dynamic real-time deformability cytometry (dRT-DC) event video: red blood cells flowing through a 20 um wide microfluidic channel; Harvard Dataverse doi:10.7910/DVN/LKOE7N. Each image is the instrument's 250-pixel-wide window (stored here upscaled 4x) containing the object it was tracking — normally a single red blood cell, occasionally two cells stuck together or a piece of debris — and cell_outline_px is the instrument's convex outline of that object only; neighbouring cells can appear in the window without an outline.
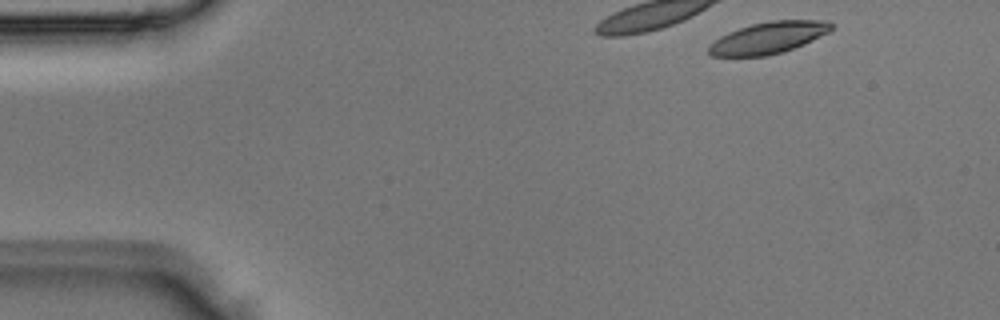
{"species": "Egyptian fruit bat (a non-hibernating species)", "species_latin": "Rousettus aegyptiacus", "temperature_condition": "room temperature", "stored_images_in_passage": 3, "camera_frame_rate_fps": 3000, "um_per_image_px": 0.085, "animal": {"sex": "male"}, "frame": {"image": 1, "passage_image": 1, "time_ms": 0.0, "image_size_px": [1000, 320], "cell_outline_px": [[832, 28], [828, 32], [804, 44], [768, 56], [712, 56], [708, 52], [708, 48], [720, 36], [728, 32], [752, 24], [772, 20], [828, 20], [832, 24]], "centroid_in_image_um": [65.32, 3.2], "position_along_channel_um": 19.7, "area_um2": 22.31}}